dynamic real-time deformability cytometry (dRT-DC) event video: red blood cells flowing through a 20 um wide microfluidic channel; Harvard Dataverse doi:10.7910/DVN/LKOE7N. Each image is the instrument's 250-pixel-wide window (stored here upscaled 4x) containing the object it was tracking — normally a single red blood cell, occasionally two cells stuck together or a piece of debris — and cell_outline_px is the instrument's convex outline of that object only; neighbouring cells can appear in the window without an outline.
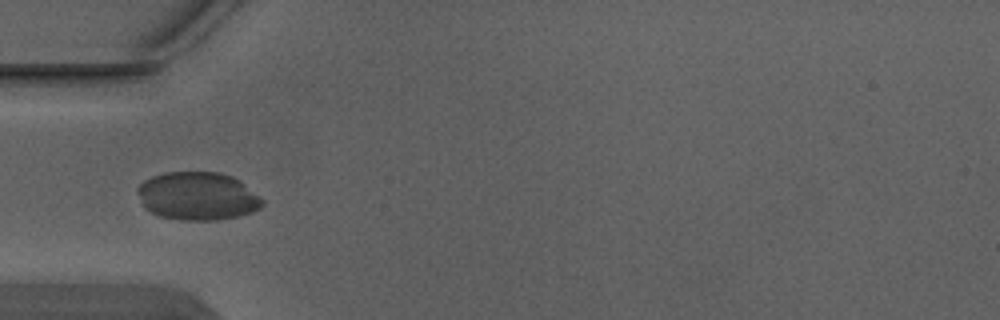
{"species": "Egyptian fruit bat (a non-hibernating species)", "species_latin": "Rousettus aegyptiacus", "temperature_condition": "warm", "stored_images_in_passage": 5, "camera_frame_rate_fps": 3000, "um_per_image_px": 0.085, "animal": {"sex": "male"}, "frame": {"image": 1, "passage_image": 5, "time_ms": 1.333, "image_size_px": [1000, 320], "cell_outline_px": [[264, 204], [260, 208], [252, 212], [240, 216], [216, 220], [180, 220], [160, 216], [144, 208], [136, 192], [136, 188], [144, 180], [152, 176], [164, 172], [220, 172], [232, 176], [240, 180], [264, 200]], "centroid_in_image_um": [16.79, 16.66], "position_along_channel_um": 68.2, "area_um2": 35.32}}